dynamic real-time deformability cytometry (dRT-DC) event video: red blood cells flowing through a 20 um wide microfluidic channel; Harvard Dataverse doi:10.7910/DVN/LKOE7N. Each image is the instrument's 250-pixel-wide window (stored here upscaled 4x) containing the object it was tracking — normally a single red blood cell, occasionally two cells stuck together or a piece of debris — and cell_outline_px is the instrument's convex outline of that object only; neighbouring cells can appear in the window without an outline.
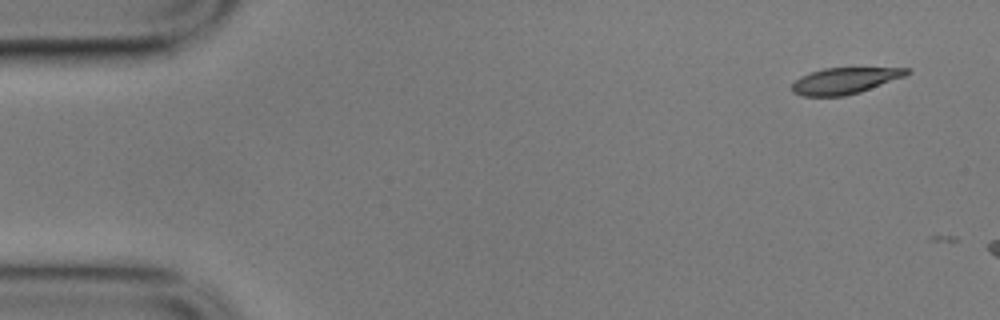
{"species": "common noctule bat (a hibernating species)", "species_latin": "Nyctalus noctula", "temperature_condition": "cold", "stored_images_in_passage": 2, "camera_frame_rate_fps": 3000, "um_per_image_px": 0.085, "animal": {"sex": "male", "body_mass_g": 17.9}, "frame": {"image": 1, "passage_image": 1, "time_ms": 0.0, "image_size_px": [1000, 320], "cell_outline_px": [[912, 72], [904, 76], [860, 92], [844, 96], [804, 96], [792, 92], [792, 84], [800, 76], [824, 68], [912, 68]], "centroid_in_image_um": [71.81, 6.86], "position_along_channel_um": 13.2, "area_um2": 17.4}}